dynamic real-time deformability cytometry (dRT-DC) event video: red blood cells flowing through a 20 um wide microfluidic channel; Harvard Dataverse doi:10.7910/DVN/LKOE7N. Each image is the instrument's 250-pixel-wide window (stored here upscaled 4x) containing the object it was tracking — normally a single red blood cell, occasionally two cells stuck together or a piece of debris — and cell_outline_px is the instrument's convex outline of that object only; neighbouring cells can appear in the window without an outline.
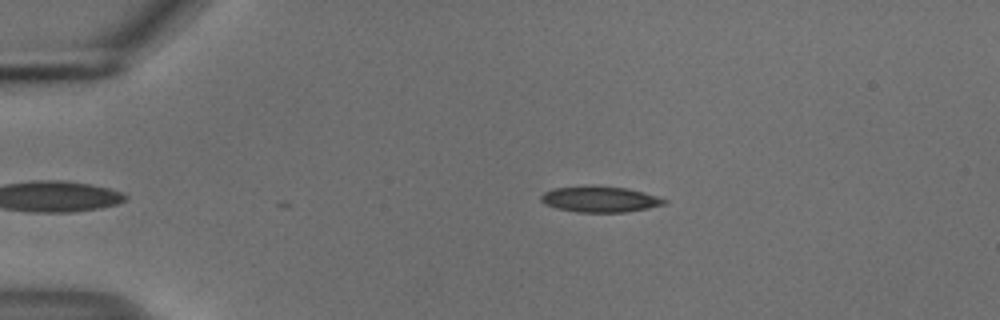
{"species": "common noctule bat (a hibernating species)", "species_latin": "Nyctalus noctula", "temperature_condition": "cold", "stored_images_in_passage": 11, "camera_frame_rate_fps": 3000, "um_per_image_px": 0.085, "animal": {"sex": "male", "body_mass_g": 18.8}, "frame": {"image": 1, "passage_image": 2, "time_ms": 0.333, "image_size_px": [1000, 320], "cell_outline_px": [[668, 200], [664, 204], [648, 208], [628, 212], [576, 212], [556, 208], [544, 204], [540, 200], [540, 196], [544, 192], [552, 188], [628, 188], [644, 192]], "centroid_in_image_um": [51.0, 16.98], "position_along_channel_um": 34.0, "area_um2": 17.92}}